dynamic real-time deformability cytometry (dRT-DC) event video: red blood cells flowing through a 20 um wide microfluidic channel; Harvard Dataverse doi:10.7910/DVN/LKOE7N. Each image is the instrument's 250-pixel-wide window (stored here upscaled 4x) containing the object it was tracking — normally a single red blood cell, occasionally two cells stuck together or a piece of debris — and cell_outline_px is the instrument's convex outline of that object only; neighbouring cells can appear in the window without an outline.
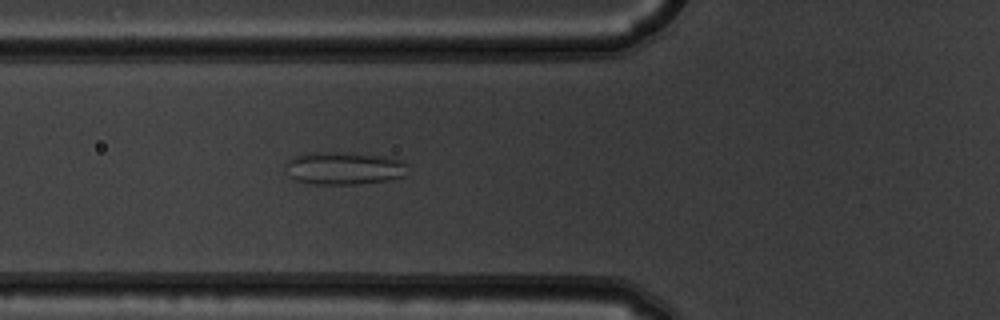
{"species": "common noctule bat (a hibernating species)", "species_latin": "Nyctalus noctula", "temperature_condition": "warm", "stored_images_in_passage": 6, "camera_frame_rate_fps": 3000, "um_per_image_px": 0.085, "animal": {"sex": "male", "body_mass_g": 19.5, "forearm_length_mm": 54.6}, "frame": {"image": 1, "passage_image": 6, "time_ms": 1.667, "image_size_px": [1000, 320], "cell_outline_px": [[404, 176], [388, 180], [356, 184], [312, 184], [296, 180], [288, 176], [288, 160], [296, 156], [312, 152], [352, 152], [388, 156], [404, 160]], "centroid_in_image_um": [29.26, 14.28], "position_along_channel_um": 96.5, "area_um2": 23.29}}